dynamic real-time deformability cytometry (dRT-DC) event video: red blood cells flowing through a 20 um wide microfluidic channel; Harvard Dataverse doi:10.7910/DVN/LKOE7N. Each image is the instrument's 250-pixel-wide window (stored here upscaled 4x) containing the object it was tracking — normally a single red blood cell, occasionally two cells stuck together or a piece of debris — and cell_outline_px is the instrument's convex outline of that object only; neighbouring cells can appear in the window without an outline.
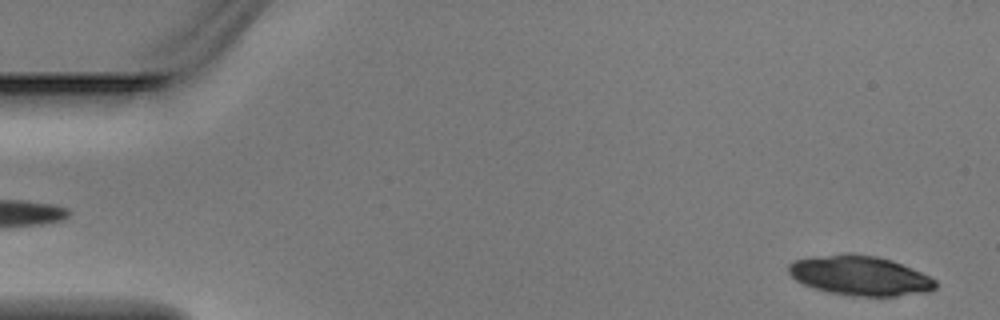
{"species": "Egyptian fruit bat (a non-hibernating species)", "species_latin": "Rousettus aegyptiacus", "temperature_condition": "warm", "stored_images_in_passage": 3, "camera_frame_rate_fps": 3000, "um_per_image_px": 0.085, "animal": {"sex": "male"}, "frame": {"image": 1, "passage_image": 3, "time_ms": 0.667, "image_size_px": [1000, 320], "cell_outline_px": [[936, 288], [928, 292], [896, 296], [856, 296], [828, 292], [804, 284], [796, 280], [788, 272], [788, 264], [796, 260], [812, 256], [844, 252], [852, 252], [876, 256], [892, 260], [912, 268], [936, 280]], "centroid_in_image_um": [73.09, 23.4], "position_along_channel_um": 11.9, "area_um2": 34.16}}